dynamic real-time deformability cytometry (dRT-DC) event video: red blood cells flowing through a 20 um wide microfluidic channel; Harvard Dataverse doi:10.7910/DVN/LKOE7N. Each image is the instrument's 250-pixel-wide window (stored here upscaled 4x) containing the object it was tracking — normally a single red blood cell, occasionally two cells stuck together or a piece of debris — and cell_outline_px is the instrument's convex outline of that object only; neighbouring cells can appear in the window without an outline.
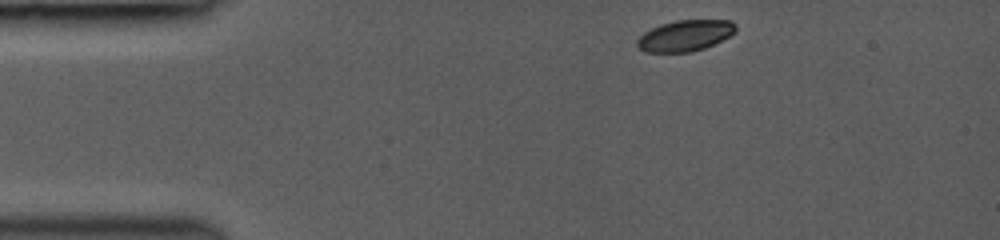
{"species": "common noctule bat (a hibernating species)", "species_latin": "Nyctalus noctula", "temperature_condition": "room temperature", "stored_images_in_passage": 22, "camera_frame_rate_fps": 3000, "um_per_image_px": 0.085, "animal": {"sex": "female", "body_mass_g": 19.0, "forearm_length_mm": 53.3}, "frame": {"image": 1, "passage_image": 1, "time_ms": 0.0, "image_size_px": [1000, 240], "cell_outline_px": [[736, 32], [704, 48], [692, 52], [644, 52], [636, 44], [636, 40], [644, 32], [660, 24], [676, 20], [728, 20], [736, 24]], "centroid_in_image_um": [58.21, 3.02], "position_along_channel_um": 26.8, "area_um2": 17.74}}
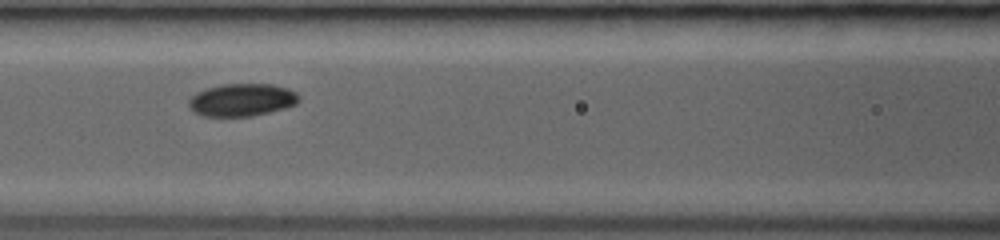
{"frame": {"image": 2, "passage_image": 11, "time_ms": 4.333, "image_size_px": [1000, 240], "cell_outline_px": [[300, 100], [296, 104], [284, 108], [252, 116], [204, 116], [192, 112], [188, 108], [188, 100], [196, 92], [204, 88], [224, 84], [272, 84], [288, 88], [296, 92], [300, 96]], "centroid_in_image_um": [20.53, 8.49], "position_along_channel_um": 146.1, "area_um2": 21.15}}
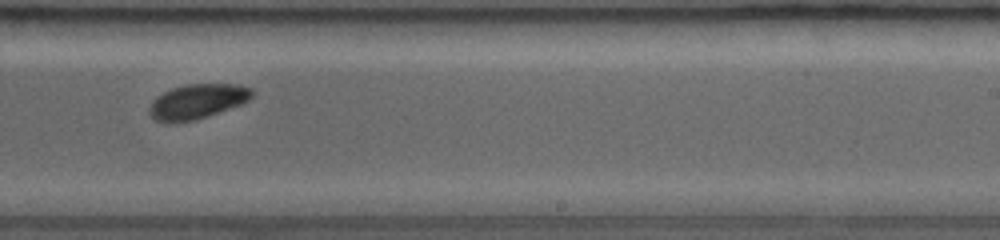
{"frame": {"image": 3, "passage_image": 21, "time_ms": 7.333, "image_size_px": [1000, 240], "cell_outline_px": [[252, 96], [248, 100], [240, 104], [208, 116], [196, 120], [176, 124], [168, 124], [156, 120], [148, 112], [148, 108], [152, 100], [156, 96], [172, 88], [188, 84], [236, 84], [252, 88]], "centroid_in_image_um": [16.71, 8.65], "position_along_channel_um": 272.3, "area_um2": 20.98}}